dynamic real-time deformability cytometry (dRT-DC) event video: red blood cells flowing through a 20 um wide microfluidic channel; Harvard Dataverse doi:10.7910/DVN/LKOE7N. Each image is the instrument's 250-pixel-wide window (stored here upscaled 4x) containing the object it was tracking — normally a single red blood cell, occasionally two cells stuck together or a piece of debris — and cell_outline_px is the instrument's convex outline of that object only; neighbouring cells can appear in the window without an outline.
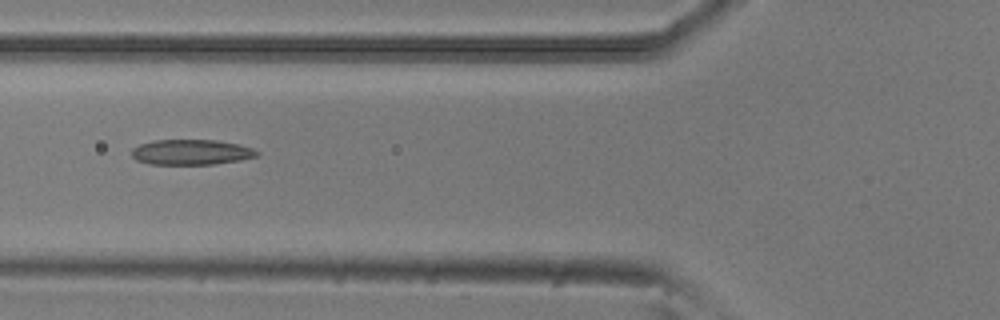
{"species": "common noctule bat (a hibernating species)", "species_latin": "Nyctalus noctula", "temperature_condition": "room temperature", "stored_images_in_passage": 5, "camera_frame_rate_fps": 3000, "um_per_image_px": 0.085, "animal": {"sex": "male", "body_mass_g": 20.5, "forearm_length_mm": 52.5}, "frame": {"image": 1, "passage_image": 5, "time_ms": 1.333, "image_size_px": [1000, 320], "cell_outline_px": [[260, 152], [256, 156], [240, 160], [212, 164], [148, 164], [136, 160], [132, 156], [132, 148], [140, 144], [156, 140], [216, 140], [240, 144], [252, 148]], "centroid_in_image_um": [16.25, 12.93], "position_along_channel_um": 109.6, "area_um2": 18.44}}